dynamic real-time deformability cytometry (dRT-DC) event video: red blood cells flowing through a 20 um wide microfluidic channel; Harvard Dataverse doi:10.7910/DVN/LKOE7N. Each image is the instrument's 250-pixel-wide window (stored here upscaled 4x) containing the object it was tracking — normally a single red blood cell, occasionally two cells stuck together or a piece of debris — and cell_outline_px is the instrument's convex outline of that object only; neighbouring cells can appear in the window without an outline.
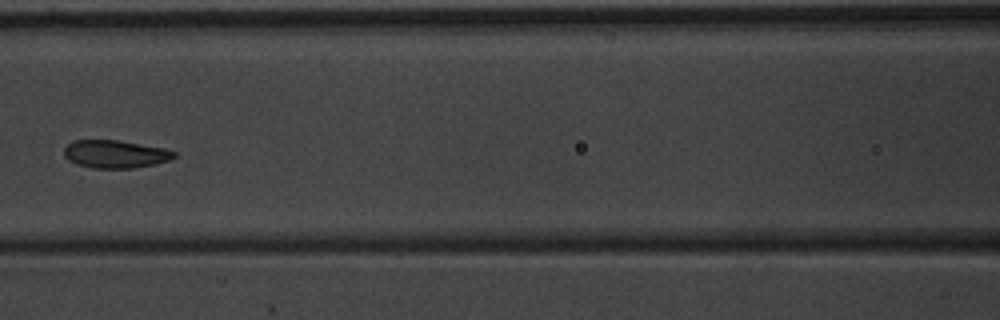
{"species": "common noctule bat (a hibernating species)", "species_latin": "Nyctalus noctula", "temperature_condition": "warm", "stored_images_in_passage": 8, "camera_frame_rate_fps": 3000, "um_per_image_px": 0.085, "animal": {"sex": "male", "body_mass_g": 20.1, "forearm_length_mm": 53.5}, "frame": {"image": 1, "passage_image": 8, "time_ms": 2.333, "image_size_px": [1000, 320], "cell_outline_px": [[176, 156], [168, 160], [156, 164], [132, 168], [92, 168], [76, 164], [68, 160], [64, 156], [64, 148], [72, 140], [116, 140], [164, 148], [176, 152]], "centroid_in_image_um": [9.77, 13.1], "position_along_channel_um": 156.8, "area_um2": 17.86}}